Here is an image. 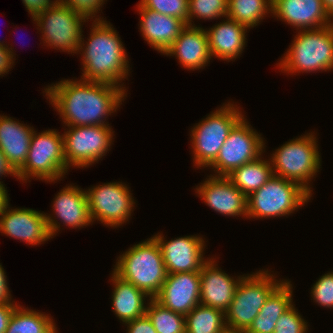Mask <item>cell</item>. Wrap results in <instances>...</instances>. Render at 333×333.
I'll use <instances>...</instances> for the list:
<instances>
[{
	"label": "cell",
	"instance_id": "cell-33",
	"mask_svg": "<svg viewBox=\"0 0 333 333\" xmlns=\"http://www.w3.org/2000/svg\"><path fill=\"white\" fill-rule=\"evenodd\" d=\"M139 3L152 11L177 17L188 25L189 0H141Z\"/></svg>",
	"mask_w": 333,
	"mask_h": 333
},
{
	"label": "cell",
	"instance_id": "cell-31",
	"mask_svg": "<svg viewBox=\"0 0 333 333\" xmlns=\"http://www.w3.org/2000/svg\"><path fill=\"white\" fill-rule=\"evenodd\" d=\"M146 315L157 333H186L185 316L147 298Z\"/></svg>",
	"mask_w": 333,
	"mask_h": 333
},
{
	"label": "cell",
	"instance_id": "cell-1",
	"mask_svg": "<svg viewBox=\"0 0 333 333\" xmlns=\"http://www.w3.org/2000/svg\"><path fill=\"white\" fill-rule=\"evenodd\" d=\"M125 88L104 82L64 79L48 85L43 93L65 126H109L106 119L117 112L127 97Z\"/></svg>",
	"mask_w": 333,
	"mask_h": 333
},
{
	"label": "cell",
	"instance_id": "cell-18",
	"mask_svg": "<svg viewBox=\"0 0 333 333\" xmlns=\"http://www.w3.org/2000/svg\"><path fill=\"white\" fill-rule=\"evenodd\" d=\"M200 272L167 274L154 297L164 307L186 316L200 304Z\"/></svg>",
	"mask_w": 333,
	"mask_h": 333
},
{
	"label": "cell",
	"instance_id": "cell-22",
	"mask_svg": "<svg viewBox=\"0 0 333 333\" xmlns=\"http://www.w3.org/2000/svg\"><path fill=\"white\" fill-rule=\"evenodd\" d=\"M140 14V32L144 40L161 54H164L178 38L186 25L177 17L164 15L137 4Z\"/></svg>",
	"mask_w": 333,
	"mask_h": 333
},
{
	"label": "cell",
	"instance_id": "cell-32",
	"mask_svg": "<svg viewBox=\"0 0 333 333\" xmlns=\"http://www.w3.org/2000/svg\"><path fill=\"white\" fill-rule=\"evenodd\" d=\"M227 9L228 0H189L188 25L195 26L192 21L195 18L203 20L226 18Z\"/></svg>",
	"mask_w": 333,
	"mask_h": 333
},
{
	"label": "cell",
	"instance_id": "cell-41",
	"mask_svg": "<svg viewBox=\"0 0 333 333\" xmlns=\"http://www.w3.org/2000/svg\"><path fill=\"white\" fill-rule=\"evenodd\" d=\"M6 277L7 275L5 273V270L0 263V303L15 302L12 301V295L10 293Z\"/></svg>",
	"mask_w": 333,
	"mask_h": 333
},
{
	"label": "cell",
	"instance_id": "cell-3",
	"mask_svg": "<svg viewBox=\"0 0 333 333\" xmlns=\"http://www.w3.org/2000/svg\"><path fill=\"white\" fill-rule=\"evenodd\" d=\"M113 271L154 298L166 280L160 247L153 237L134 244L116 259Z\"/></svg>",
	"mask_w": 333,
	"mask_h": 333
},
{
	"label": "cell",
	"instance_id": "cell-43",
	"mask_svg": "<svg viewBox=\"0 0 333 333\" xmlns=\"http://www.w3.org/2000/svg\"><path fill=\"white\" fill-rule=\"evenodd\" d=\"M9 204V196L5 184H0V215L4 212L6 206Z\"/></svg>",
	"mask_w": 333,
	"mask_h": 333
},
{
	"label": "cell",
	"instance_id": "cell-4",
	"mask_svg": "<svg viewBox=\"0 0 333 333\" xmlns=\"http://www.w3.org/2000/svg\"><path fill=\"white\" fill-rule=\"evenodd\" d=\"M277 63L288 74L333 70L332 24L308 30H298L294 39Z\"/></svg>",
	"mask_w": 333,
	"mask_h": 333
},
{
	"label": "cell",
	"instance_id": "cell-13",
	"mask_svg": "<svg viewBox=\"0 0 333 333\" xmlns=\"http://www.w3.org/2000/svg\"><path fill=\"white\" fill-rule=\"evenodd\" d=\"M129 188L125 183L113 181L86 190L92 222L97 220L114 228L126 223L136 203Z\"/></svg>",
	"mask_w": 333,
	"mask_h": 333
},
{
	"label": "cell",
	"instance_id": "cell-37",
	"mask_svg": "<svg viewBox=\"0 0 333 333\" xmlns=\"http://www.w3.org/2000/svg\"><path fill=\"white\" fill-rule=\"evenodd\" d=\"M15 57L14 48L0 41V76L8 74L15 63Z\"/></svg>",
	"mask_w": 333,
	"mask_h": 333
},
{
	"label": "cell",
	"instance_id": "cell-10",
	"mask_svg": "<svg viewBox=\"0 0 333 333\" xmlns=\"http://www.w3.org/2000/svg\"><path fill=\"white\" fill-rule=\"evenodd\" d=\"M32 20L42 34L43 45L46 43V47L78 54L83 24L88 22L86 18L59 1Z\"/></svg>",
	"mask_w": 333,
	"mask_h": 333
},
{
	"label": "cell",
	"instance_id": "cell-8",
	"mask_svg": "<svg viewBox=\"0 0 333 333\" xmlns=\"http://www.w3.org/2000/svg\"><path fill=\"white\" fill-rule=\"evenodd\" d=\"M246 275L238 283L234 298L225 312L228 329L246 331L270 294L284 281L275 279L268 269Z\"/></svg>",
	"mask_w": 333,
	"mask_h": 333
},
{
	"label": "cell",
	"instance_id": "cell-11",
	"mask_svg": "<svg viewBox=\"0 0 333 333\" xmlns=\"http://www.w3.org/2000/svg\"><path fill=\"white\" fill-rule=\"evenodd\" d=\"M64 156L68 168H86L110 150L114 131L110 126H71L64 131Z\"/></svg>",
	"mask_w": 333,
	"mask_h": 333
},
{
	"label": "cell",
	"instance_id": "cell-29",
	"mask_svg": "<svg viewBox=\"0 0 333 333\" xmlns=\"http://www.w3.org/2000/svg\"><path fill=\"white\" fill-rule=\"evenodd\" d=\"M272 14V0H228L227 16L247 28H254Z\"/></svg>",
	"mask_w": 333,
	"mask_h": 333
},
{
	"label": "cell",
	"instance_id": "cell-14",
	"mask_svg": "<svg viewBox=\"0 0 333 333\" xmlns=\"http://www.w3.org/2000/svg\"><path fill=\"white\" fill-rule=\"evenodd\" d=\"M158 243L167 274L200 272L209 260L205 259V239L199 235H189L165 240L163 234L152 236Z\"/></svg>",
	"mask_w": 333,
	"mask_h": 333
},
{
	"label": "cell",
	"instance_id": "cell-16",
	"mask_svg": "<svg viewBox=\"0 0 333 333\" xmlns=\"http://www.w3.org/2000/svg\"><path fill=\"white\" fill-rule=\"evenodd\" d=\"M9 206L0 215V233L32 246L52 239L44 212Z\"/></svg>",
	"mask_w": 333,
	"mask_h": 333
},
{
	"label": "cell",
	"instance_id": "cell-38",
	"mask_svg": "<svg viewBox=\"0 0 333 333\" xmlns=\"http://www.w3.org/2000/svg\"><path fill=\"white\" fill-rule=\"evenodd\" d=\"M124 324L127 333H157L146 314Z\"/></svg>",
	"mask_w": 333,
	"mask_h": 333
},
{
	"label": "cell",
	"instance_id": "cell-26",
	"mask_svg": "<svg viewBox=\"0 0 333 333\" xmlns=\"http://www.w3.org/2000/svg\"><path fill=\"white\" fill-rule=\"evenodd\" d=\"M292 284L284 280L267 298L246 333H274L276 322L293 303Z\"/></svg>",
	"mask_w": 333,
	"mask_h": 333
},
{
	"label": "cell",
	"instance_id": "cell-34",
	"mask_svg": "<svg viewBox=\"0 0 333 333\" xmlns=\"http://www.w3.org/2000/svg\"><path fill=\"white\" fill-rule=\"evenodd\" d=\"M307 323L293 304L279 317L274 333H307Z\"/></svg>",
	"mask_w": 333,
	"mask_h": 333
},
{
	"label": "cell",
	"instance_id": "cell-21",
	"mask_svg": "<svg viewBox=\"0 0 333 333\" xmlns=\"http://www.w3.org/2000/svg\"><path fill=\"white\" fill-rule=\"evenodd\" d=\"M163 55L175 56L180 65L188 70L205 68L212 59L206 29L186 24Z\"/></svg>",
	"mask_w": 333,
	"mask_h": 333
},
{
	"label": "cell",
	"instance_id": "cell-9",
	"mask_svg": "<svg viewBox=\"0 0 333 333\" xmlns=\"http://www.w3.org/2000/svg\"><path fill=\"white\" fill-rule=\"evenodd\" d=\"M311 195L299 184L273 175L261 188L247 197V219L289 216Z\"/></svg>",
	"mask_w": 333,
	"mask_h": 333
},
{
	"label": "cell",
	"instance_id": "cell-27",
	"mask_svg": "<svg viewBox=\"0 0 333 333\" xmlns=\"http://www.w3.org/2000/svg\"><path fill=\"white\" fill-rule=\"evenodd\" d=\"M272 176L271 161L264 160L261 155L256 160L234 169L226 177L248 197L261 188Z\"/></svg>",
	"mask_w": 333,
	"mask_h": 333
},
{
	"label": "cell",
	"instance_id": "cell-17",
	"mask_svg": "<svg viewBox=\"0 0 333 333\" xmlns=\"http://www.w3.org/2000/svg\"><path fill=\"white\" fill-rule=\"evenodd\" d=\"M200 184L195 187V191L208 207L223 216L239 217L242 215L247 218V196L226 176L210 174Z\"/></svg>",
	"mask_w": 333,
	"mask_h": 333
},
{
	"label": "cell",
	"instance_id": "cell-30",
	"mask_svg": "<svg viewBox=\"0 0 333 333\" xmlns=\"http://www.w3.org/2000/svg\"><path fill=\"white\" fill-rule=\"evenodd\" d=\"M185 323L186 333H221L227 328L223 311L202 304L185 316Z\"/></svg>",
	"mask_w": 333,
	"mask_h": 333
},
{
	"label": "cell",
	"instance_id": "cell-15",
	"mask_svg": "<svg viewBox=\"0 0 333 333\" xmlns=\"http://www.w3.org/2000/svg\"><path fill=\"white\" fill-rule=\"evenodd\" d=\"M53 214L45 213L52 238L60 230L61 223L70 228H84L92 225L86 189L70 184L63 187L53 200ZM53 215V217H52ZM56 217V218H54ZM61 221L58 222V220Z\"/></svg>",
	"mask_w": 333,
	"mask_h": 333
},
{
	"label": "cell",
	"instance_id": "cell-24",
	"mask_svg": "<svg viewBox=\"0 0 333 333\" xmlns=\"http://www.w3.org/2000/svg\"><path fill=\"white\" fill-rule=\"evenodd\" d=\"M33 131V127L15 118L0 115V149L15 172L24 165Z\"/></svg>",
	"mask_w": 333,
	"mask_h": 333
},
{
	"label": "cell",
	"instance_id": "cell-7",
	"mask_svg": "<svg viewBox=\"0 0 333 333\" xmlns=\"http://www.w3.org/2000/svg\"><path fill=\"white\" fill-rule=\"evenodd\" d=\"M68 170L64 156L63 135L55 129L41 133L34 130L27 158L24 165L16 172V179L24 183L31 178L55 183L64 178Z\"/></svg>",
	"mask_w": 333,
	"mask_h": 333
},
{
	"label": "cell",
	"instance_id": "cell-20",
	"mask_svg": "<svg viewBox=\"0 0 333 333\" xmlns=\"http://www.w3.org/2000/svg\"><path fill=\"white\" fill-rule=\"evenodd\" d=\"M216 258H210L200 270V304L214 307L224 313L234 298L235 290L244 275L232 277L218 267Z\"/></svg>",
	"mask_w": 333,
	"mask_h": 333
},
{
	"label": "cell",
	"instance_id": "cell-36",
	"mask_svg": "<svg viewBox=\"0 0 333 333\" xmlns=\"http://www.w3.org/2000/svg\"><path fill=\"white\" fill-rule=\"evenodd\" d=\"M63 5L70 8L72 11L76 12L80 16L87 19H94V21H103L98 11L104 5L105 0H59ZM96 17V18H94Z\"/></svg>",
	"mask_w": 333,
	"mask_h": 333
},
{
	"label": "cell",
	"instance_id": "cell-2",
	"mask_svg": "<svg viewBox=\"0 0 333 333\" xmlns=\"http://www.w3.org/2000/svg\"><path fill=\"white\" fill-rule=\"evenodd\" d=\"M91 27L88 42L84 40L82 34L78 51L83 56L81 80L122 87L124 83H120L128 78L130 66L118 33L106 20H93Z\"/></svg>",
	"mask_w": 333,
	"mask_h": 333
},
{
	"label": "cell",
	"instance_id": "cell-44",
	"mask_svg": "<svg viewBox=\"0 0 333 333\" xmlns=\"http://www.w3.org/2000/svg\"><path fill=\"white\" fill-rule=\"evenodd\" d=\"M326 10L333 17V0H322Z\"/></svg>",
	"mask_w": 333,
	"mask_h": 333
},
{
	"label": "cell",
	"instance_id": "cell-25",
	"mask_svg": "<svg viewBox=\"0 0 333 333\" xmlns=\"http://www.w3.org/2000/svg\"><path fill=\"white\" fill-rule=\"evenodd\" d=\"M113 292L112 309L116 317L124 323L143 316L146 313L145 299L149 297L144 291L112 272ZM146 304V305H145Z\"/></svg>",
	"mask_w": 333,
	"mask_h": 333
},
{
	"label": "cell",
	"instance_id": "cell-40",
	"mask_svg": "<svg viewBox=\"0 0 333 333\" xmlns=\"http://www.w3.org/2000/svg\"><path fill=\"white\" fill-rule=\"evenodd\" d=\"M17 302L0 303V333H5Z\"/></svg>",
	"mask_w": 333,
	"mask_h": 333
},
{
	"label": "cell",
	"instance_id": "cell-35",
	"mask_svg": "<svg viewBox=\"0 0 333 333\" xmlns=\"http://www.w3.org/2000/svg\"><path fill=\"white\" fill-rule=\"evenodd\" d=\"M311 289V297L315 303L320 307L333 308V272L322 275Z\"/></svg>",
	"mask_w": 333,
	"mask_h": 333
},
{
	"label": "cell",
	"instance_id": "cell-5",
	"mask_svg": "<svg viewBox=\"0 0 333 333\" xmlns=\"http://www.w3.org/2000/svg\"><path fill=\"white\" fill-rule=\"evenodd\" d=\"M314 134L310 132L285 142L269 158L273 175L299 184L311 196L313 190L309 183L321 168V155Z\"/></svg>",
	"mask_w": 333,
	"mask_h": 333
},
{
	"label": "cell",
	"instance_id": "cell-23",
	"mask_svg": "<svg viewBox=\"0 0 333 333\" xmlns=\"http://www.w3.org/2000/svg\"><path fill=\"white\" fill-rule=\"evenodd\" d=\"M247 30L249 28L228 17L209 30L206 28L211 56L228 62L238 58L246 47Z\"/></svg>",
	"mask_w": 333,
	"mask_h": 333
},
{
	"label": "cell",
	"instance_id": "cell-28",
	"mask_svg": "<svg viewBox=\"0 0 333 333\" xmlns=\"http://www.w3.org/2000/svg\"><path fill=\"white\" fill-rule=\"evenodd\" d=\"M53 318L18 305L8 323L5 333H58Z\"/></svg>",
	"mask_w": 333,
	"mask_h": 333
},
{
	"label": "cell",
	"instance_id": "cell-12",
	"mask_svg": "<svg viewBox=\"0 0 333 333\" xmlns=\"http://www.w3.org/2000/svg\"><path fill=\"white\" fill-rule=\"evenodd\" d=\"M245 119L230 131L216 160L209 166L213 176H227L234 169L256 160L265 152L264 138Z\"/></svg>",
	"mask_w": 333,
	"mask_h": 333
},
{
	"label": "cell",
	"instance_id": "cell-19",
	"mask_svg": "<svg viewBox=\"0 0 333 333\" xmlns=\"http://www.w3.org/2000/svg\"><path fill=\"white\" fill-rule=\"evenodd\" d=\"M272 15L297 31L321 28L333 21L322 0H272Z\"/></svg>",
	"mask_w": 333,
	"mask_h": 333
},
{
	"label": "cell",
	"instance_id": "cell-45",
	"mask_svg": "<svg viewBox=\"0 0 333 333\" xmlns=\"http://www.w3.org/2000/svg\"><path fill=\"white\" fill-rule=\"evenodd\" d=\"M221 333H246V331L243 330H232V329H228L226 328L223 332Z\"/></svg>",
	"mask_w": 333,
	"mask_h": 333
},
{
	"label": "cell",
	"instance_id": "cell-6",
	"mask_svg": "<svg viewBox=\"0 0 333 333\" xmlns=\"http://www.w3.org/2000/svg\"><path fill=\"white\" fill-rule=\"evenodd\" d=\"M243 117L240 107L228 101L193 126L190 141L196 168L209 167L216 160L230 131Z\"/></svg>",
	"mask_w": 333,
	"mask_h": 333
},
{
	"label": "cell",
	"instance_id": "cell-39",
	"mask_svg": "<svg viewBox=\"0 0 333 333\" xmlns=\"http://www.w3.org/2000/svg\"><path fill=\"white\" fill-rule=\"evenodd\" d=\"M58 2L59 0H22V3L31 17H35L37 14L42 13Z\"/></svg>",
	"mask_w": 333,
	"mask_h": 333
},
{
	"label": "cell",
	"instance_id": "cell-42",
	"mask_svg": "<svg viewBox=\"0 0 333 333\" xmlns=\"http://www.w3.org/2000/svg\"><path fill=\"white\" fill-rule=\"evenodd\" d=\"M5 176H13L17 178V173L12 169V167L8 164L6 157L4 156L3 152L0 149V177L2 178ZM0 184H4L0 181Z\"/></svg>",
	"mask_w": 333,
	"mask_h": 333
}]
</instances>
